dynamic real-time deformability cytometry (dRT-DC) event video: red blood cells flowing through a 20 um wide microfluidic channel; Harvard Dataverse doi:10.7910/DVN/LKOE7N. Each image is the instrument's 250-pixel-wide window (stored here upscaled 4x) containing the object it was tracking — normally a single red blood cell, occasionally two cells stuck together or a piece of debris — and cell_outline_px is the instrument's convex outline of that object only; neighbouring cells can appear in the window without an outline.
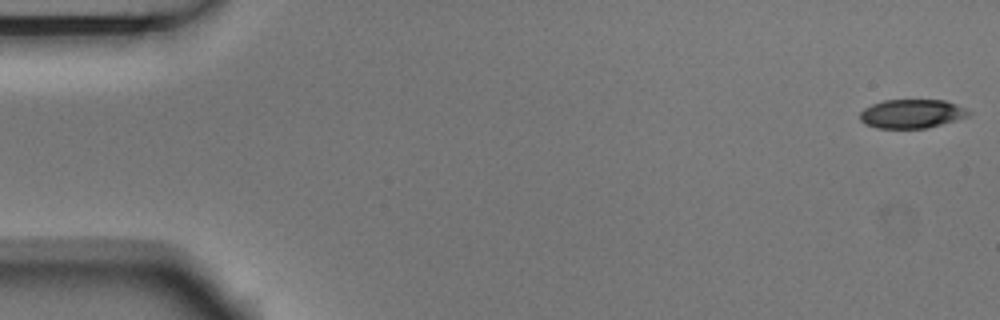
{"species": "Egyptian fruit bat (a non-hibernating species)", "species_latin": "Rousettus aegyptiacus", "temperature_condition": "room temperature", "stored_images_in_passage": 4, "camera_frame_rate_fps": 3000, "um_per_image_px": 0.085, "animal": {"sex": "male"}, "frame": {"image": 1, "passage_image": 1, "time_ms": 0.0, "image_size_px": [1000, 320], "cell_outline_px": [[972, 112], [968, 116], [940, 124], [924, 128], [876, 128], [864, 124], [860, 120], [860, 112], [864, 108], [872, 104], [884, 100], [944, 100], [956, 104]], "centroid_in_image_um": [77.46, 9.66], "position_along_channel_um": 7.5, "area_um2": 18.15}}
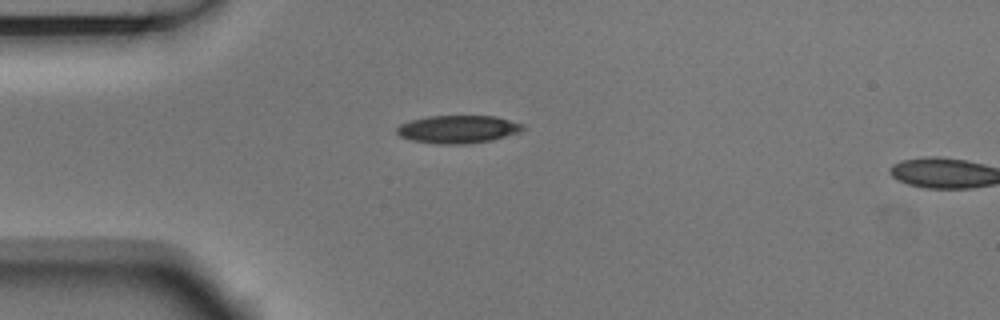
{"frame": {"image": 2, "passage_image": 4, "time_ms": 1.0, "image_size_px": [1000, 320], "cell_outline_px": [[524, 128], [520, 132], [492, 140], [464, 144], [436, 144], [412, 140], [400, 136], [396, 132], [396, 128], [400, 124], [412, 120], [428, 116], [496, 116], [524, 124]], "centroid_in_image_um": [38.93, 10.98], "position_along_channel_um": 46.1, "area_um2": 20.46}}